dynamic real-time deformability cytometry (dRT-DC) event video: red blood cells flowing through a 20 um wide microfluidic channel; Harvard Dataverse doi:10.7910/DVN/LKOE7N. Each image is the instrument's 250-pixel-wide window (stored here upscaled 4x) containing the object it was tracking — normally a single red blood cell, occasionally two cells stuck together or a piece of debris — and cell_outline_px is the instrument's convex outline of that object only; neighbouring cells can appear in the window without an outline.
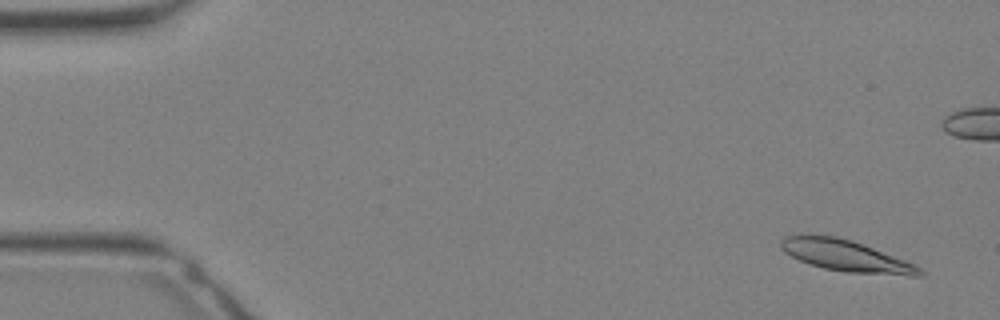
{"species": "Egyptian fruit bat (a non-hibernating species)", "species_latin": "Rousettus aegyptiacus", "temperature_condition": "warm", "stored_images_in_passage": 34, "camera_frame_rate_fps": 3000, "um_per_image_px": 0.085, "animal": {"sex": "female"}, "frame": {"image": 1, "passage_image": 2, "time_ms": 0.333, "image_size_px": [1000, 320], "cell_outline_px": [[924, 276], [912, 276], [844, 272], [824, 268], [808, 264], [784, 252], [780, 248], [780, 240], [784, 236], [836, 236], [852, 240], [916, 264], [924, 272]], "centroid_in_image_um": [71.95, 21.77], "position_along_channel_um": 13.1, "area_um2": 25.2}}
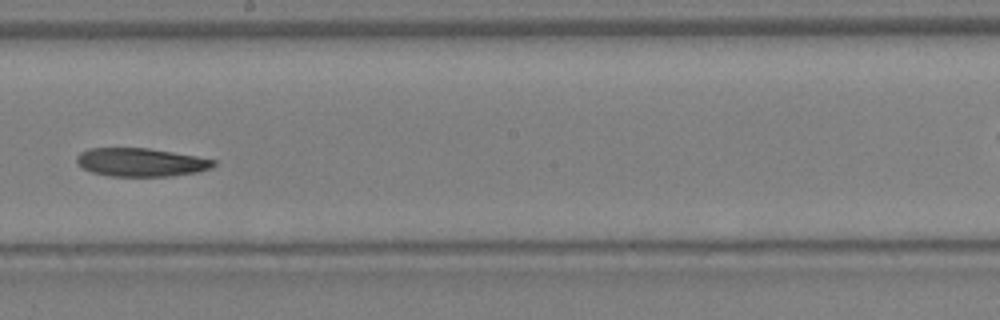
{"frame": {"image": 2, "passage_image": 19, "time_ms": 6.0, "image_size_px": [1000, 320], "cell_outline_px": [[216, 164], [208, 168], [196, 172], [172, 176], [108, 176], [92, 172], [76, 164], [76, 156], [80, 152], [88, 148], [148, 148], [196, 156], [216, 160]], "centroid_in_image_um": [11.93, 13.79], "position_along_channel_um": 236.3, "area_um2": 22.6}}
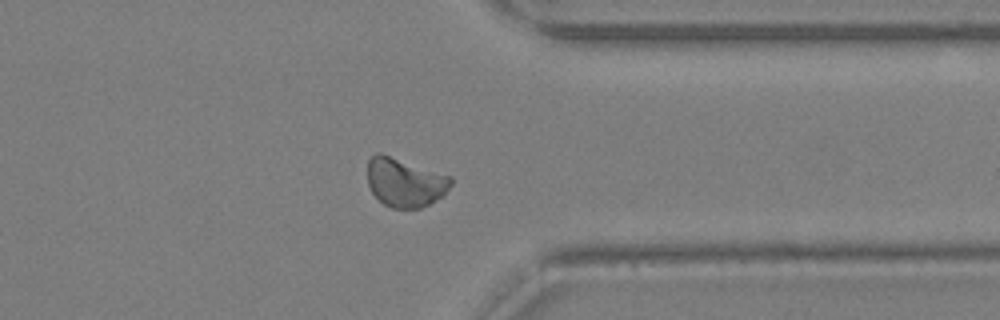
{"frame": {"image": 3, "passage_image": 26, "time_ms": 8.333, "image_size_px": [1000, 320], "cell_outline_px": [[452, 184], [444, 196], [420, 208], [392, 208], [384, 204], [372, 192], [368, 184], [368, 160], [376, 152], [380, 152], [452, 176]], "centroid_in_image_um": [34.44, 15.49], "position_along_channel_um": 377.0, "area_um2": 23.87}}